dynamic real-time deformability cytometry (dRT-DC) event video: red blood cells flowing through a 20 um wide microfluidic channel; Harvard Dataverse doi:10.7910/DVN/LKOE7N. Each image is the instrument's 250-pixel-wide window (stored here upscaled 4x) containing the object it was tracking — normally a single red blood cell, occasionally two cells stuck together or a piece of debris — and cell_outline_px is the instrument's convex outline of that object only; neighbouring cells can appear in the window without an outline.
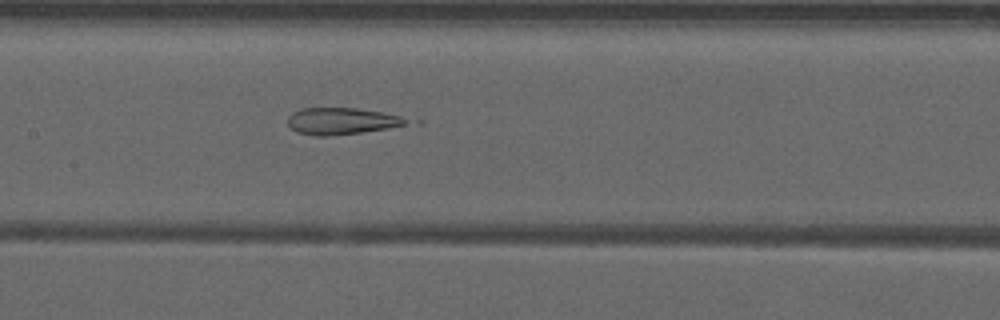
{"species": "common noctule bat (a hibernating species)", "species_latin": "Nyctalus noctula", "temperature_condition": "warm", "stored_images_in_passage": 47, "camera_frame_rate_fps": 3000, "um_per_image_px": 0.085, "animal": {"sex": "male", "forearm_length_mm": 52.5}, "frame": {"image": 1, "passage_image": 21, "time_ms": 6.667, "image_size_px": [1000, 320], "cell_outline_px": [[408, 120], [404, 124], [388, 128], [360, 132], [328, 136], [316, 136], [296, 132], [288, 124], [288, 116], [292, 112], [300, 108], [356, 108], [384, 112], [400, 116]], "centroid_in_image_um": [28.97, 10.28], "position_along_channel_um": 178.4, "area_um2": 18.32}}
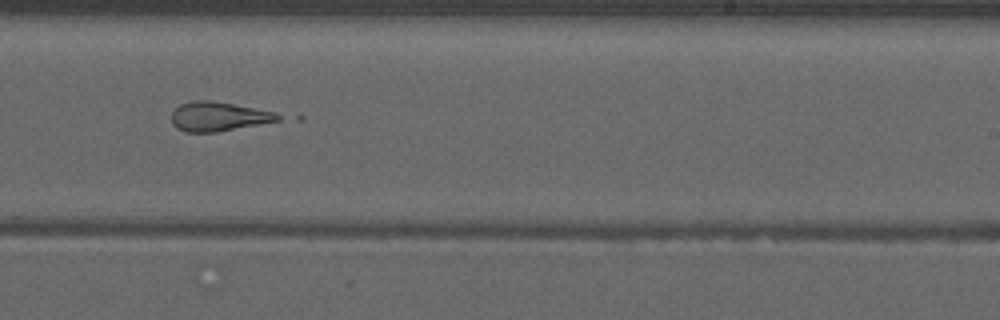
{"frame": {"image": 2, "passage_image": 28, "time_ms": 9.0, "image_size_px": [1000, 320], "cell_outline_px": [[284, 116], [280, 120], [216, 132], [184, 132], [176, 128], [172, 124], [172, 112], [180, 104], [192, 100], [208, 100], [232, 104], [276, 112]], "centroid_in_image_um": [18.55, 9.9], "position_along_channel_um": 270.4, "area_um2": 18.09}}
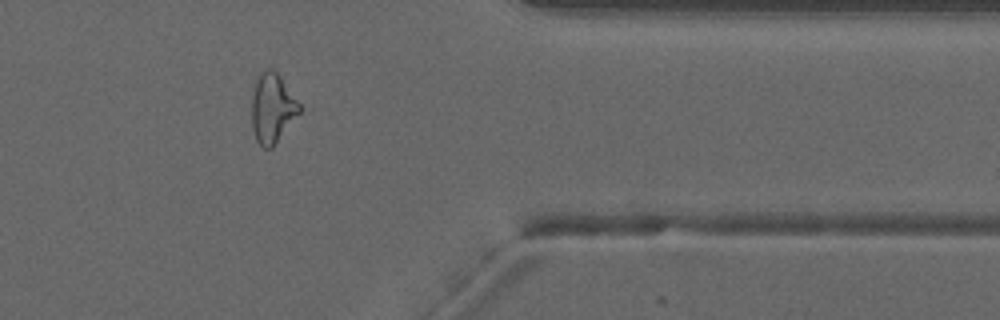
{"frame": {"image": 3, "passage_image": 38, "time_ms": 12.333, "image_size_px": [1000, 320], "cell_outline_px": [[300, 112], [272, 148], [264, 148], [256, 140], [252, 128], [252, 96], [256, 76], [264, 68], [272, 68], [280, 76], [300, 104]], "centroid_in_image_um": [23.12, 9.17], "position_along_channel_um": 388.3, "area_um2": 19.31}, "authors_computed_cell_mechanics": {"area_um2": 22.253, "velocity_mm_per_s": 3.98, "shape_relaxation_time_tau1_ms": null, "shape_relaxation_time_tau2_ms": 2.0544, "deformation_change_tau1": null, "deformation_change_tau2": 0.1285}}